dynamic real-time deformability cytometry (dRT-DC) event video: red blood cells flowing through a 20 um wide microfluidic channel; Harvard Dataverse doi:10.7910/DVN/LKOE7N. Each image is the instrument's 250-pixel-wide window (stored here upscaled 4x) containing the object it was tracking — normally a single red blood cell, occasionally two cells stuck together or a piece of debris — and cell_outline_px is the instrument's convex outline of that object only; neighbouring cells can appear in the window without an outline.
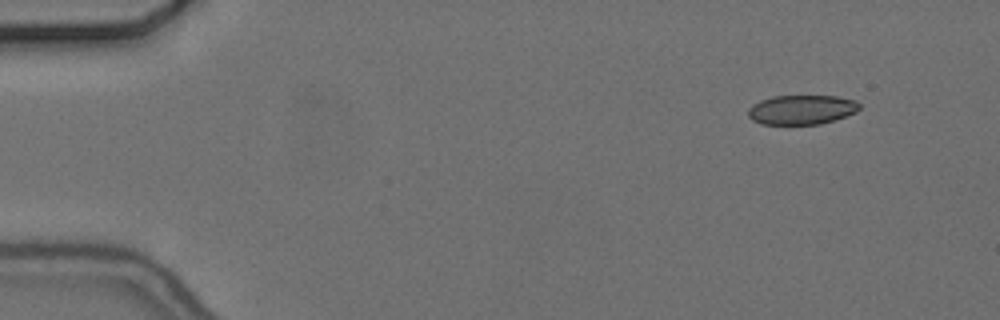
{"species": "common noctule bat (a hibernating species)", "species_latin": "Nyctalus noctula", "temperature_condition": "cold", "stored_images_in_passage": 51, "camera_frame_rate_fps": 3000, "um_per_image_px": 0.085, "animal": {"sex": "female", "body_mass_g": 24.6, "forearm_length_mm": 56.2}, "frame": {"image": 1, "passage_image": 1, "time_ms": 0.0, "image_size_px": [1000, 320], "cell_outline_px": [[860, 108], [856, 112], [820, 124], [760, 124], [752, 120], [748, 116], [748, 108], [752, 104], [760, 100], [772, 96], [836, 96], [856, 100], [860, 104]], "centroid_in_image_um": [68.11, 9.32], "position_along_channel_um": 16.9, "area_um2": 19.13}}
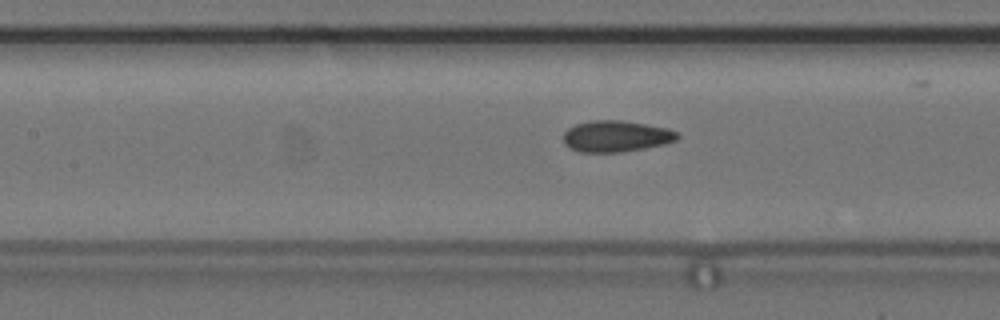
{"frame": {"image": 2, "passage_image": 21, "time_ms": 6.667, "image_size_px": [1000, 320], "cell_outline_px": [[680, 136], [676, 140], [664, 144], [644, 148], [620, 152], [580, 152], [568, 148], [564, 144], [564, 132], [568, 128], [576, 124], [592, 120], [624, 120], [668, 128], [680, 132]], "centroid_in_image_um": [52.38, 11.57], "position_along_channel_um": 155.0, "area_um2": 20.98}}
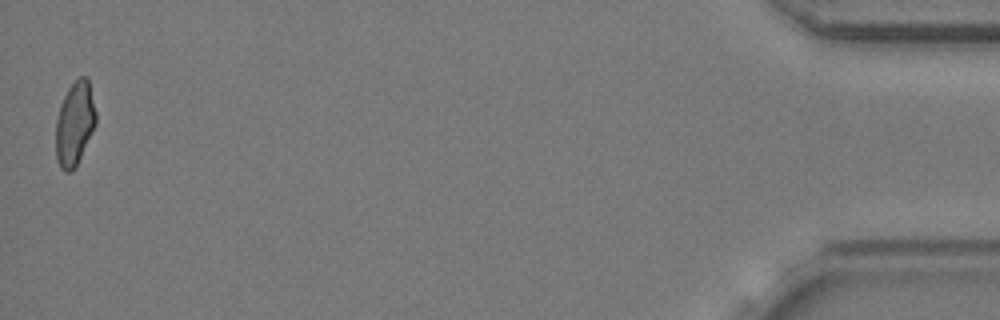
{"frame": {"image": 3, "passage_image": 51, "time_ms": 16.667, "image_size_px": [1000, 320], "cell_outline_px": [[96, 124], [72, 172], [64, 172], [60, 168], [56, 160], [56, 120], [60, 104], [68, 88], [80, 76], [88, 76], [96, 112]], "centroid_in_image_um": [6.34, 10.49], "position_along_channel_um": 428.9, "area_um2": 19.54}, "authors_computed_cell_mechanics": {"area_um2": 20.4612, "velocity_mm_per_s": 3.6863, "shape_relaxation_time_tau1_ms": null, "shape_relaxation_time_tau2_ms": 1.7045, "deformation_change_tau1": null, "deformation_change_tau2": 0.0704}}